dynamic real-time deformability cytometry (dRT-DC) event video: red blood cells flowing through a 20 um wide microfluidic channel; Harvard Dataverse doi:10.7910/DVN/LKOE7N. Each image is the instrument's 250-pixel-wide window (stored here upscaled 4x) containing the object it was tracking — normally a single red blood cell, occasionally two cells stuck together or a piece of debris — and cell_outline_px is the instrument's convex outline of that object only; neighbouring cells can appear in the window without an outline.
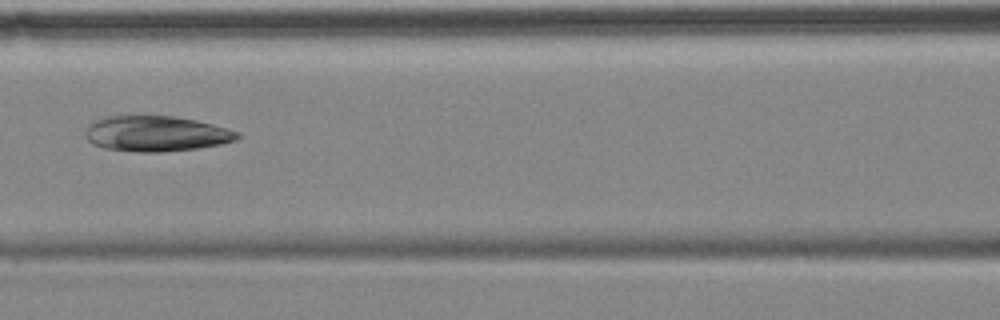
{"species": "common noctule bat (a hibernating species)", "species_latin": "Nyctalus noctula", "temperature_condition": "cold", "stored_images_in_passage": 4, "camera_frame_rate_fps": 3000, "um_per_image_px": 0.085, "animal": {"sex": "female", "body_mass_g": 18.4}, "frame": {"image": 1, "passage_image": 3, "time_ms": 2.667, "image_size_px": [1000, 320], "cell_outline_px": [[240, 136], [236, 140], [220, 144], [196, 148], [160, 152], [140, 152], [104, 148], [92, 144], [88, 140], [84, 132], [88, 124], [104, 116], [172, 116], [196, 120], [212, 124], [240, 132]], "centroid_in_image_um": [13.24, 11.36], "position_along_channel_um": 153.4, "area_um2": 31.39}}
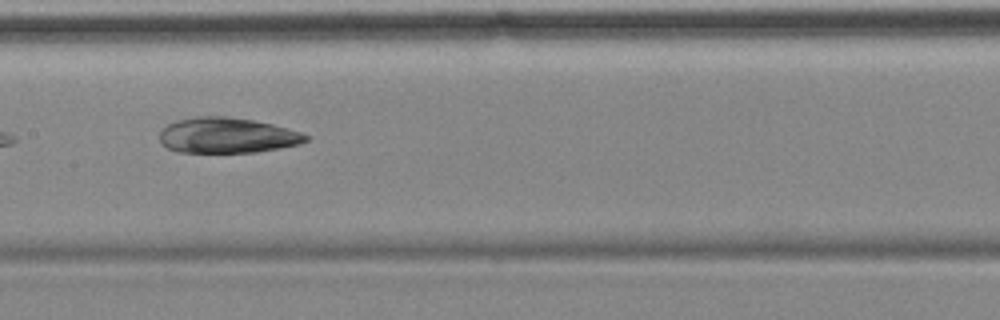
{"frame": {"image": 2, "passage_image": 4, "time_ms": 3.667, "image_size_px": [1000, 320], "cell_outline_px": [[308, 140], [300, 144], [280, 148], [256, 152], [176, 152], [168, 148], [160, 140], [160, 132], [168, 124], [176, 120], [196, 116], [228, 116], [252, 120], [272, 124], [300, 132], [308, 136]], "centroid_in_image_um": [19.3, 11.5], "position_along_channel_um": 188.1, "area_um2": 30.11}}